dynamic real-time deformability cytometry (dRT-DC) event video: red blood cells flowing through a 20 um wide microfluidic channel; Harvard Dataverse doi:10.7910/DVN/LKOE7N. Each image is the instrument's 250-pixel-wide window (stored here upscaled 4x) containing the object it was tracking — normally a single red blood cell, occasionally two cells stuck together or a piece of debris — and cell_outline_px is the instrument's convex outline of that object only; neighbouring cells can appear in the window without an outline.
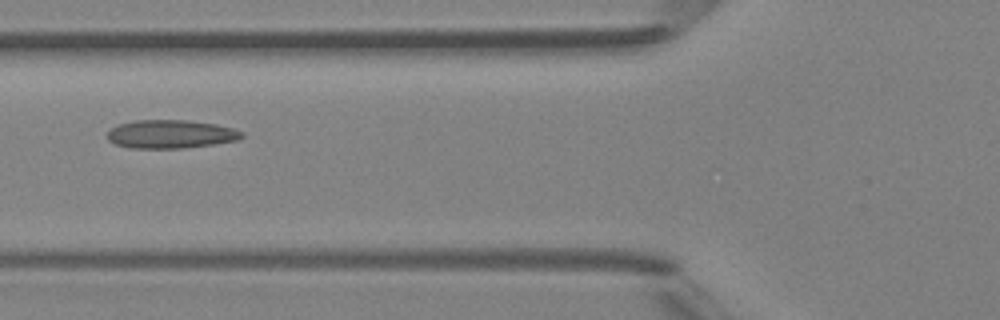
{"species": "Egyptian fruit bat (a non-hibernating species)", "species_latin": "Rousettus aegyptiacus", "temperature_condition": "room temperature", "stored_images_in_passage": 6, "camera_frame_rate_fps": 3000, "um_per_image_px": 0.085, "animal": {"sex": "female"}, "frame": {"image": 1, "passage_image": 6, "time_ms": 5.667, "image_size_px": [1000, 320], "cell_outline_px": [[244, 136], [236, 140], [212, 144], [184, 148], [132, 148], [116, 144], [108, 140], [108, 132], [112, 128], [120, 124], [136, 120], [184, 120], [216, 124], [232, 128], [244, 132]], "centroid_in_image_um": [14.52, 11.4], "position_along_channel_um": 111.3, "area_um2": 22.02}}